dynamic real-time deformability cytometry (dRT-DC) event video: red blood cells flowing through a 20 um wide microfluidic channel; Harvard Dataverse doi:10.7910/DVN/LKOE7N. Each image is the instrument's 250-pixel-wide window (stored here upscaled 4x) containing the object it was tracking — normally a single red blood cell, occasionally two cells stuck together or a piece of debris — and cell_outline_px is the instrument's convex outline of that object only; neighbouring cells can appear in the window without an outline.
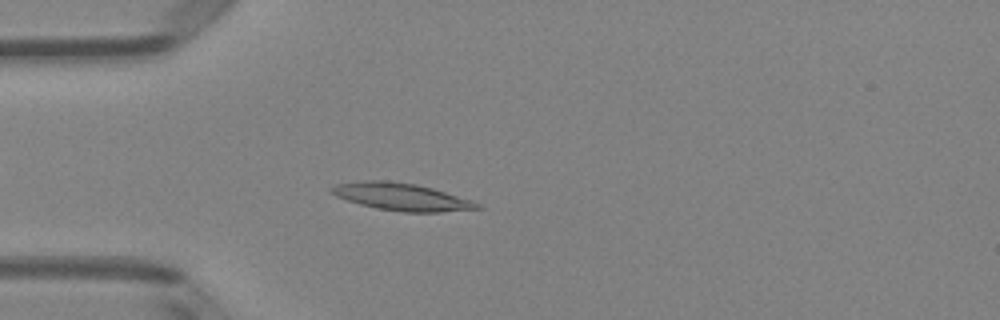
{"species": "Egyptian fruit bat (a non-hibernating species)", "species_latin": "Rousettus aegyptiacus", "temperature_condition": "room temperature", "stored_images_in_passage": 41, "camera_frame_rate_fps": 3000, "um_per_image_px": 0.085, "animal": {"sex": "female"}, "frame": {"image": 1, "passage_image": 5, "time_ms": 1.333, "image_size_px": [1000, 320], "cell_outline_px": [[484, 208], [440, 212], [404, 212], [376, 208], [360, 204], [336, 196], [328, 188], [336, 184], [364, 180], [388, 180], [416, 184], [432, 188], [472, 200], [480, 204]], "centroid_in_image_um": [34.13, 16.72], "position_along_channel_um": 50.9, "area_um2": 23.18}}
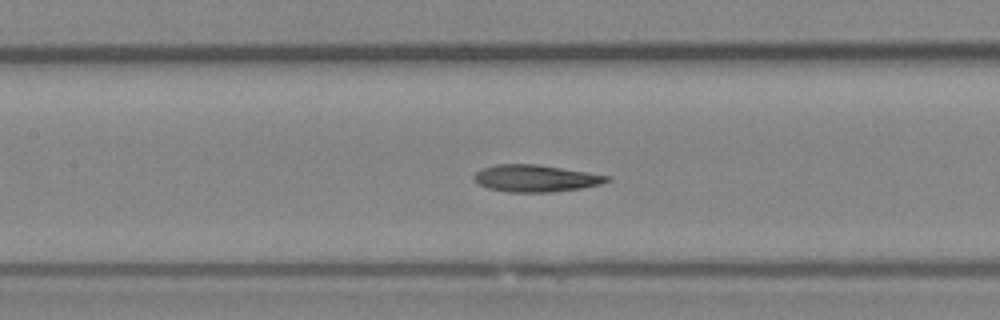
{"frame": {"image": 2, "passage_image": 14, "time_ms": 4.333, "image_size_px": [1000, 320], "cell_outline_px": [[612, 180], [600, 184], [580, 188], [548, 192], [508, 192], [488, 188], [480, 184], [472, 176], [476, 172], [484, 168], [496, 164], [536, 164], [612, 176]], "centroid_in_image_um": [45.55, 15.15], "position_along_channel_um": 161.9, "area_um2": 20.69}}
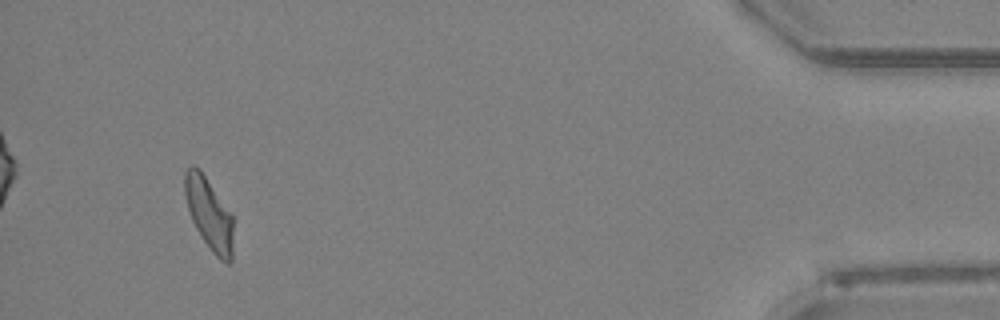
{"frame": {"image": 3, "passage_image": 38, "time_ms": 12.333, "image_size_px": [1000, 320], "cell_outline_px": [[232, 260], [228, 264], [220, 260], [212, 252], [196, 228], [192, 220], [188, 208], [184, 192], [184, 172], [192, 164], [200, 168], [232, 216]], "centroid_in_image_um": [17.75, 18.15], "position_along_channel_um": 417.5, "area_um2": 20.0}, "authors_computed_cell_mechanics": {"area_um2": 20.6346, "velocity_mm_per_s": 4.082, "shape_relaxation_time_tau1_ms": 6.9475, "shape_relaxation_time_tau2_ms": 2.8581, "deformation_change_tau1": 0.2117, "deformation_change_tau2": 0.121}}